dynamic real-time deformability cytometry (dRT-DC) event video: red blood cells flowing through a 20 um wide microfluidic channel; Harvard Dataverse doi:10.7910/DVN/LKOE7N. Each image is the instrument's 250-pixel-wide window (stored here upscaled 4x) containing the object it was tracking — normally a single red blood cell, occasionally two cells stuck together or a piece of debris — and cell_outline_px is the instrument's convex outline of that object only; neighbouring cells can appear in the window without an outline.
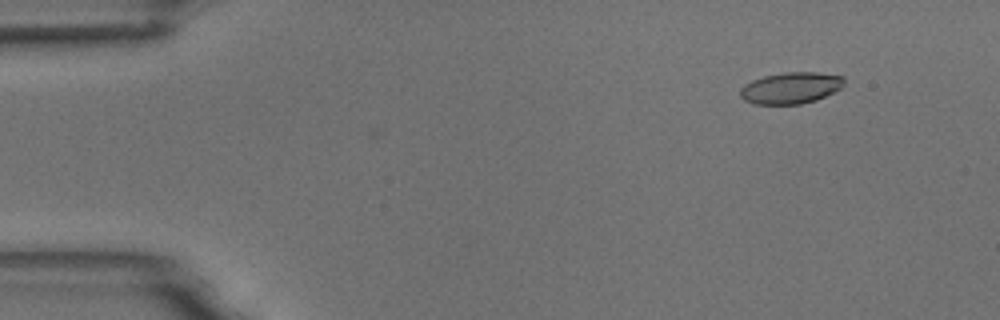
{"species": "common noctule bat (a hibernating species)", "species_latin": "Nyctalus noctula", "temperature_condition": "room temperature", "stored_images_in_passage": 5, "segment_of_instrument_passage": [1, 2], "camera_frame_rate_fps": 3000, "um_per_image_px": 0.085, "animal": {"sex": "male", "body_mass_g": 18.8}, "frame": {"image": 1, "passage_image": 2, "time_ms": 1.0, "image_size_px": [1000, 320], "cell_outline_px": [[844, 84], [840, 88], [816, 100], [800, 104], [752, 104], [744, 100], [740, 96], [740, 88], [744, 84], [752, 80], [764, 76], [784, 72], [816, 72], [844, 76]], "centroid_in_image_um": [67.19, 7.47], "position_along_channel_um": 17.8, "area_um2": 19.07}}